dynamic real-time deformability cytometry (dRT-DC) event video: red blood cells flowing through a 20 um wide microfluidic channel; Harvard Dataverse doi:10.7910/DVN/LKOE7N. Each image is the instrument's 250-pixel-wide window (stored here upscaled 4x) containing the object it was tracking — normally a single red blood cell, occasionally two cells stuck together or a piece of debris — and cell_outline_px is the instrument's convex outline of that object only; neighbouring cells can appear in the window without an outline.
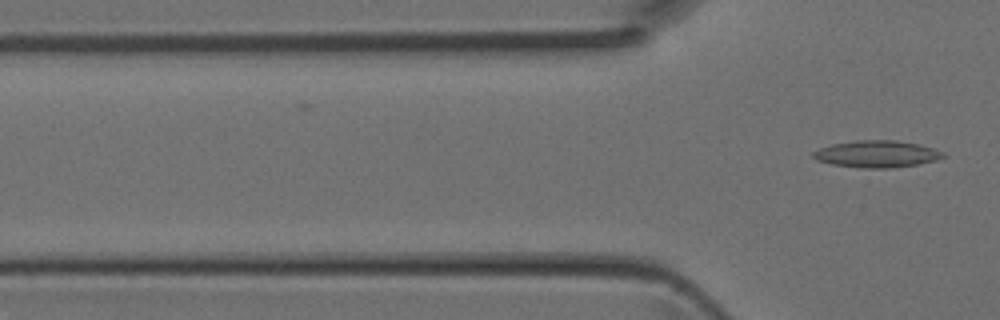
{"species": "Egyptian fruit bat (a non-hibernating species)", "species_latin": "Rousettus aegyptiacus", "temperature_condition": "room temperature", "stored_images_in_passage": 7, "camera_frame_rate_fps": 3000, "um_per_image_px": 0.085, "animal": {"sex": "female"}, "frame": {"image": 1, "passage_image": 7, "time_ms": 2.0, "image_size_px": [1000, 320], "cell_outline_px": [[944, 156], [936, 160], [920, 164], [892, 168], [860, 168], [832, 164], [816, 160], [812, 156], [812, 152], [820, 148], [832, 144], [856, 140], [896, 140], [920, 144], [944, 152]], "centroid_in_image_um": [74.52, 13.09], "position_along_channel_um": 51.3, "area_um2": 20.46}}